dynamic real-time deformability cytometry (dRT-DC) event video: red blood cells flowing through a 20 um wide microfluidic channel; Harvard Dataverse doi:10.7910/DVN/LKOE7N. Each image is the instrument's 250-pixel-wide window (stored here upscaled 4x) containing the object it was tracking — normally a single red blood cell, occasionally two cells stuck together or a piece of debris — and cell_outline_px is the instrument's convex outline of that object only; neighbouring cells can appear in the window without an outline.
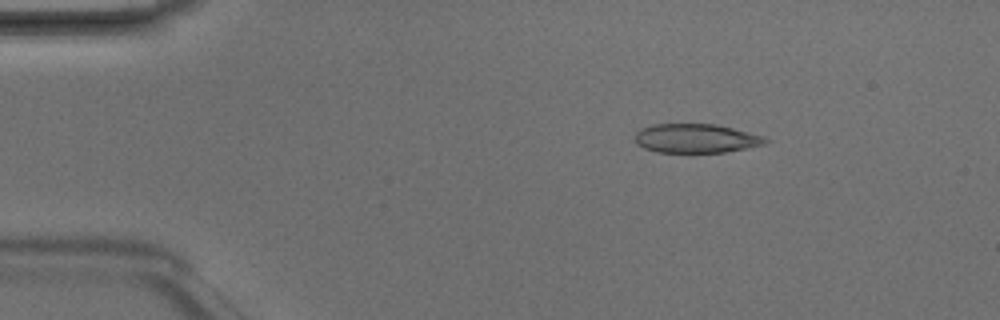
{"species": "Egyptian fruit bat (a non-hibernating species)", "species_latin": "Rousettus aegyptiacus", "temperature_condition": "room temperature", "stored_images_in_passage": 3, "camera_frame_rate_fps": 3000, "um_per_image_px": 0.085, "animal": {"sex": "male"}, "frame": {"image": 1, "passage_image": 1, "time_ms": 0.0, "image_size_px": [1000, 320], "cell_outline_px": [[772, 140], [764, 144], [724, 152], [656, 152], [644, 148], [636, 144], [636, 132], [640, 128], [652, 124], [716, 124], [764, 136]], "centroid_in_image_um": [59.14, 11.75], "position_along_channel_um": 25.9, "area_um2": 22.02}}